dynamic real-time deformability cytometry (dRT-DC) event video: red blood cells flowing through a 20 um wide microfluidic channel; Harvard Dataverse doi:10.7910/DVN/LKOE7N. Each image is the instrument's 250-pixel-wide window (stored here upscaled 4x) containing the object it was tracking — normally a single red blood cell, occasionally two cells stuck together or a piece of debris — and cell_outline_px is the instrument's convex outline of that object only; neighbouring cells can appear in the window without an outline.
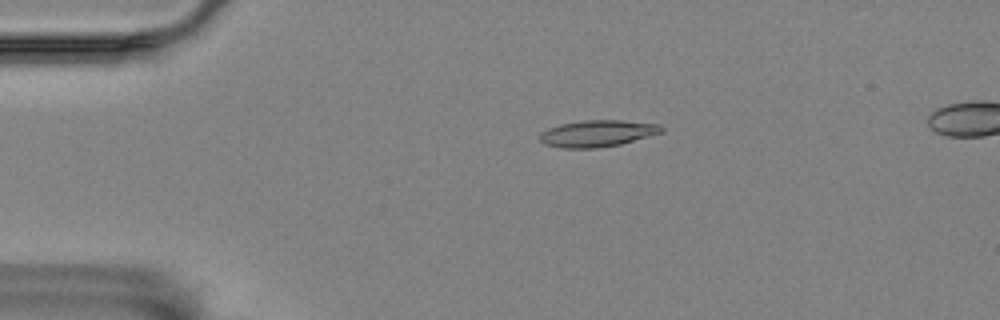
{"species": "Egyptian fruit bat (a non-hibernating species)", "species_latin": "Rousettus aegyptiacus", "temperature_condition": "room temperature", "stored_images_in_passage": 5, "segment_of_instrument_passage": [1, 2], "camera_frame_rate_fps": 3000, "um_per_image_px": 0.085, "animal": {"sex": "female"}, "frame": {"image": 1, "passage_image": 2, "time_ms": 0.333, "image_size_px": [1000, 320], "cell_outline_px": [[664, 132], [620, 144], [596, 148], [560, 148], [544, 144], [540, 140], [540, 132], [548, 128], [560, 124], [584, 120], [620, 120], [660, 124], [664, 128]], "centroid_in_image_um": [50.78, 11.34], "position_along_channel_um": 34.2, "area_um2": 18.96}}